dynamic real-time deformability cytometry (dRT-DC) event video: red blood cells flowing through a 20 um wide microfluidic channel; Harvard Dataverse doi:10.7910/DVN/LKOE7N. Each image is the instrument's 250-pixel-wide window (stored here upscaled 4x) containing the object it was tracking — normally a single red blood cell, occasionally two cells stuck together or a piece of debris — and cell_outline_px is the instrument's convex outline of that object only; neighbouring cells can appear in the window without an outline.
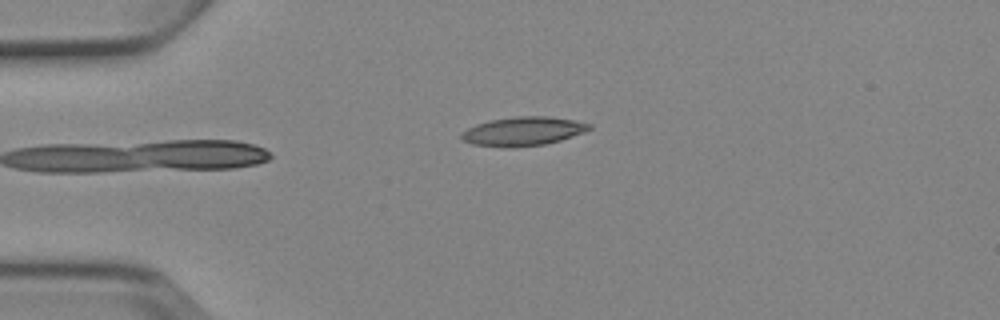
{"species": "Egyptian fruit bat (a non-hibernating species)", "species_latin": "Rousettus aegyptiacus", "temperature_condition": "cold", "stored_images_in_passage": 2, "camera_frame_rate_fps": 3000, "um_per_image_px": 0.085, "animal": {"sex": "female"}, "frame": {"image": 1, "passage_image": 2, "time_ms": 1.333, "image_size_px": [1000, 320], "cell_outline_px": [[592, 128], [584, 132], [560, 140], [544, 144], [512, 148], [504, 148], [472, 144], [460, 140], [460, 132], [476, 124], [492, 120], [516, 116], [548, 116], [572, 120], [592, 124]], "centroid_in_image_um": [44.41, 11.17], "position_along_channel_um": 40.6, "area_um2": 21.62}}